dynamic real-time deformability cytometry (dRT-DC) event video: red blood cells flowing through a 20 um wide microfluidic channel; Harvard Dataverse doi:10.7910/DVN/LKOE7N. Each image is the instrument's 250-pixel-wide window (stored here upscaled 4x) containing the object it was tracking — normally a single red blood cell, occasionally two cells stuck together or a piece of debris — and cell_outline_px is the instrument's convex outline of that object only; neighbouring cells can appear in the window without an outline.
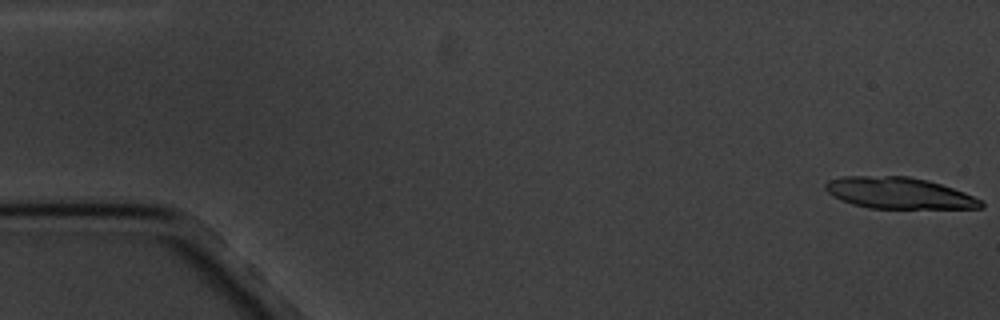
{"species": "common noctule bat (a hibernating species)", "species_latin": "Nyctalus noctula", "temperature_condition": "cold", "stored_images_in_passage": 5, "camera_frame_rate_fps": 3000, "um_per_image_px": 0.085, "animal": {"sex": "male", "body_mass_g": 20.1, "forearm_length_mm": 53.5}, "frame": {"image": 1, "passage_image": 1, "time_ms": 0.0, "image_size_px": [1000, 320], "cell_outline_px": [[984, 208], [868, 208], [852, 204], [828, 192], [824, 188], [824, 184], [828, 180], [840, 176], [908, 176], [928, 180], [964, 192], [984, 200]], "centroid_in_image_um": [76.43, 16.4], "position_along_channel_um": 8.6, "area_um2": 28.38}}